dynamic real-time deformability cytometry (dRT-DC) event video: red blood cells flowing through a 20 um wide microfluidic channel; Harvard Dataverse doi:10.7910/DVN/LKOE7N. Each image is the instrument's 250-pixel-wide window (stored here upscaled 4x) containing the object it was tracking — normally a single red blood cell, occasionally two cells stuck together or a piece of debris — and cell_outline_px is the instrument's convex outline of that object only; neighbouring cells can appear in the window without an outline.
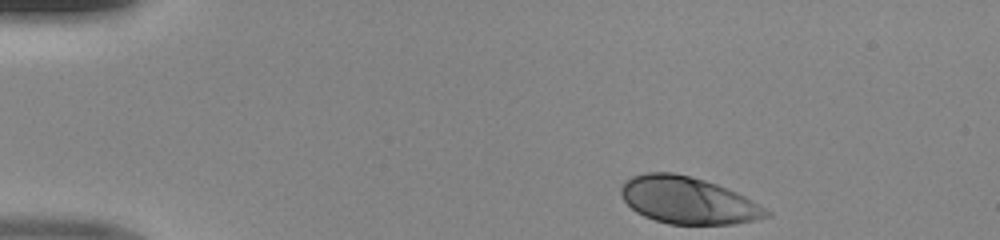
{"species": "human", "species_latin": "Homo sapiens", "temperature_condition": "room temperature", "stored_images_in_passage": 42, "camera_frame_rate_fps": 3000, "um_per_image_px": 0.085, "donor": {"sex": "male"}, "frame": {"image": 1, "passage_image": 1, "time_ms": 0.0, "image_size_px": [1000, 240], "cell_outline_px": [[772, 216], [756, 220], [732, 224], [668, 224], [644, 216], [636, 212], [624, 200], [620, 192], [620, 188], [632, 176], [644, 172], [672, 172], [704, 180], [728, 188], [752, 200], [772, 212]], "centroid_in_image_um": [58.5, 17.04], "position_along_channel_um": 26.5, "area_um2": 39.65}}
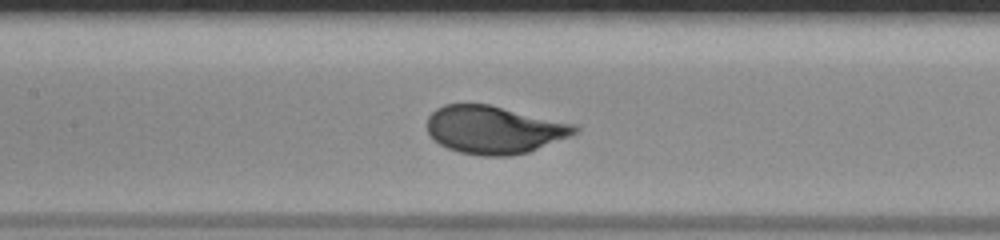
{"frame": {"image": 2, "passage_image": 17, "time_ms": 5.333, "image_size_px": [1000, 240], "cell_outline_px": [[580, 128], [576, 132], [568, 136], [528, 152], [508, 156], [480, 156], [460, 152], [448, 148], [440, 144], [428, 132], [428, 116], [436, 108], [444, 104], [488, 104], [576, 124]], "centroid_in_image_um": [41.99, 11.02], "position_along_channel_um": 165.4, "area_um2": 40.81}}
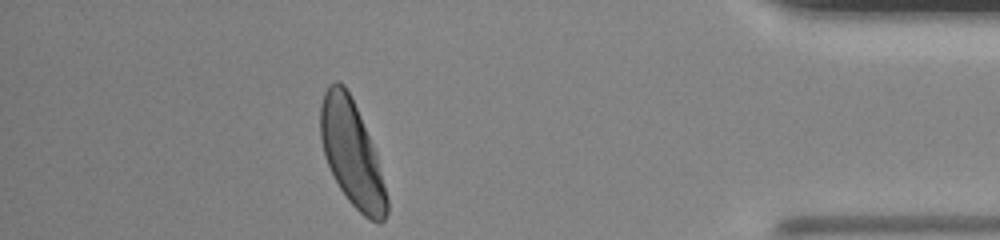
{"frame": {"image": 3, "passage_image": 37, "time_ms": 12.0, "image_size_px": [1000, 240], "cell_outline_px": [[388, 212], [384, 220], [380, 224], [368, 220], [348, 200], [340, 188], [324, 156], [320, 140], [320, 104], [324, 92], [328, 84], [336, 80], [344, 84], [360, 116], [376, 152], [388, 200]], "centroid_in_image_um": [29.89, 13.05], "position_along_channel_um": 405.3, "area_um2": 40.46}}